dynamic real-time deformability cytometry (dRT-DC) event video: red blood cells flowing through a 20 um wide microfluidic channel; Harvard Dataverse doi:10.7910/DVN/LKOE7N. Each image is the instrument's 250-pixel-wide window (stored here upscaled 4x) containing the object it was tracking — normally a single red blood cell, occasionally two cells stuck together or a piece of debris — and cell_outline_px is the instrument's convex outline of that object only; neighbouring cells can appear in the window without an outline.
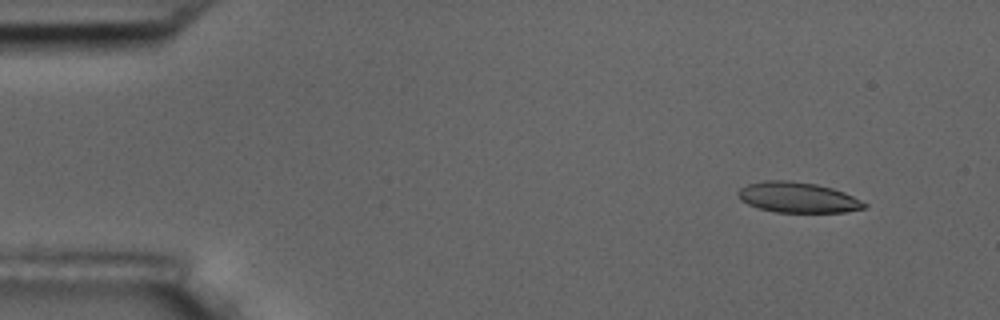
{"species": "common noctule bat (a hibernating species)", "species_latin": "Nyctalus noctula", "temperature_condition": "room temperature", "stored_images_in_passage": 5, "camera_frame_rate_fps": 3000, "um_per_image_px": 0.085, "animal": {"sex": "male", "body_mass_g": 17.5, "forearm_length_mm": 52.3}, "frame": {"image": 1, "passage_image": 2, "time_ms": 1.0, "image_size_px": [1000, 320], "cell_outline_px": [[868, 204], [864, 208], [844, 212], [776, 212], [760, 208], [748, 204], [740, 200], [736, 192], [740, 188], [748, 184], [764, 180], [788, 180], [816, 184], [832, 188], [844, 192]], "centroid_in_image_um": [67.78, 16.77], "position_along_channel_um": 17.2, "area_um2": 22.31}}
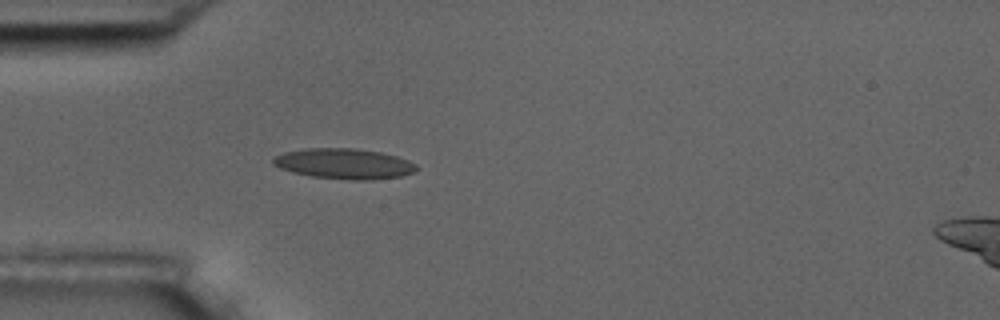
{"frame": {"image": 2, "passage_image": 5, "time_ms": 4.667, "image_size_px": [1000, 320], "cell_outline_px": [[420, 168], [416, 172], [400, 176], [372, 180], [356, 180], [312, 176], [292, 172], [280, 168], [272, 164], [272, 160], [276, 156], [284, 152], [308, 148], [352, 148], [380, 152], [396, 156], [408, 160], [416, 164]], "centroid_in_image_um": [29.28, 13.92], "position_along_channel_um": 55.7, "area_um2": 25.37}}